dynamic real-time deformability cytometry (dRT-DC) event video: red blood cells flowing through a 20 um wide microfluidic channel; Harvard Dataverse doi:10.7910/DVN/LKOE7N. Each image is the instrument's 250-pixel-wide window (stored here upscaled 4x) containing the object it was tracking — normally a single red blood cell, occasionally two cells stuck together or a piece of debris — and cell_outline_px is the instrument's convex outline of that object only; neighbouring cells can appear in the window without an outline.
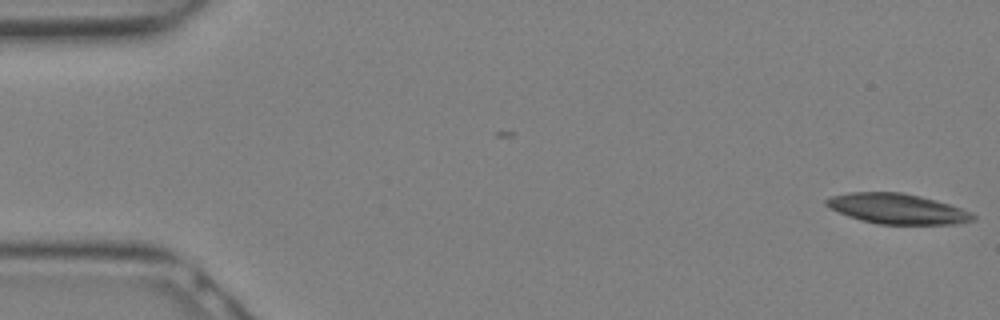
{"species": "Egyptian fruit bat (a non-hibernating species)", "species_latin": "Rousettus aegyptiacus", "temperature_condition": "warm", "stored_images_in_passage": 2, "camera_frame_rate_fps": 3000, "um_per_image_px": 0.085, "animal": {"sex": "female"}, "frame": {"image": 1, "passage_image": 2, "time_ms": 0.333, "image_size_px": [1000, 320], "cell_outline_px": [[976, 216], [972, 220], [956, 224], [876, 224], [860, 220], [848, 216], [828, 208], [824, 204], [824, 200], [828, 196], [848, 192], [900, 192], [920, 196], [936, 200], [972, 212]], "centroid_in_image_um": [76.2, 17.74], "position_along_channel_um": 8.8, "area_um2": 26.01}}